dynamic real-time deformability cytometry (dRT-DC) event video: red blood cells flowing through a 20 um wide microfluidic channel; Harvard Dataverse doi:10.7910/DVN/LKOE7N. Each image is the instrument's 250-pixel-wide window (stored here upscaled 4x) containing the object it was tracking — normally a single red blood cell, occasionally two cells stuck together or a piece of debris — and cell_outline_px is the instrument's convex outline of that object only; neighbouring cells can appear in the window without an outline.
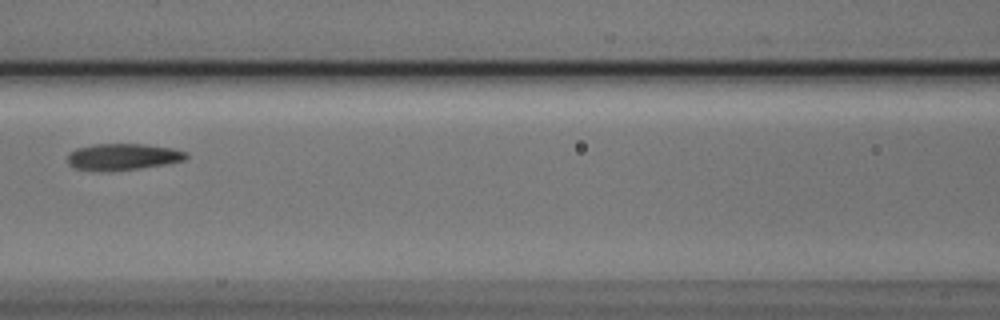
{"species": "Egyptian fruit bat (a non-hibernating species)", "species_latin": "Rousettus aegyptiacus", "temperature_condition": "cold", "stored_images_in_passage": 6, "camera_frame_rate_fps": 3000, "um_per_image_px": 0.085, "animal": {"sex": "male"}, "frame": {"image": 1, "passage_image": 5, "time_ms": 1.333, "image_size_px": [1000, 320], "cell_outline_px": [[188, 156], [184, 160], [164, 164], [136, 168], [76, 168], [68, 164], [68, 156], [76, 148], [96, 144], [144, 144], [172, 148], [188, 152]], "centroid_in_image_um": [10.52, 13.27], "position_along_channel_um": 156.1, "area_um2": 17.28}}
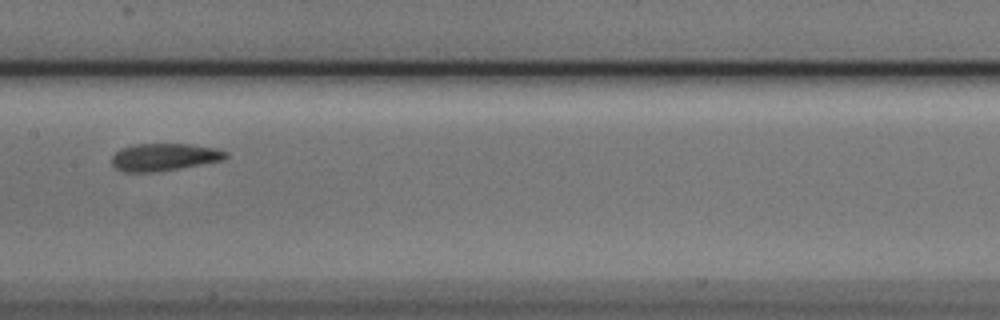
{"frame": {"image": 2, "passage_image": 6, "time_ms": 1.667, "image_size_px": [1000, 320], "cell_outline_px": [[228, 156], [224, 160], [180, 168], [156, 172], [124, 172], [116, 168], [112, 164], [112, 156], [120, 148], [136, 144], [188, 144], [216, 148], [228, 152]], "centroid_in_image_um": [13.96, 13.35], "position_along_channel_um": 193.4, "area_um2": 18.26}}